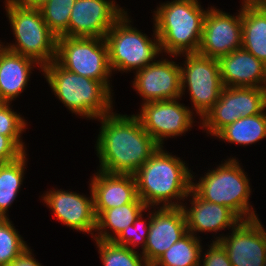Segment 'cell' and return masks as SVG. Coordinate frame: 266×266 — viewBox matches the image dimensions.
<instances>
[{"mask_svg":"<svg viewBox=\"0 0 266 266\" xmlns=\"http://www.w3.org/2000/svg\"><path fill=\"white\" fill-rule=\"evenodd\" d=\"M215 137L231 144L250 145L266 138V113L241 117L224 127Z\"/></svg>","mask_w":266,"mask_h":266,"instance_id":"cell-24","label":"cell"},{"mask_svg":"<svg viewBox=\"0 0 266 266\" xmlns=\"http://www.w3.org/2000/svg\"><path fill=\"white\" fill-rule=\"evenodd\" d=\"M218 61L224 87L266 88V65L247 50L236 49Z\"/></svg>","mask_w":266,"mask_h":266,"instance_id":"cell-19","label":"cell"},{"mask_svg":"<svg viewBox=\"0 0 266 266\" xmlns=\"http://www.w3.org/2000/svg\"><path fill=\"white\" fill-rule=\"evenodd\" d=\"M96 151L99 170L134 175L160 147L138 118L111 112L101 118Z\"/></svg>","mask_w":266,"mask_h":266,"instance_id":"cell-1","label":"cell"},{"mask_svg":"<svg viewBox=\"0 0 266 266\" xmlns=\"http://www.w3.org/2000/svg\"><path fill=\"white\" fill-rule=\"evenodd\" d=\"M242 48L266 65V3L242 1Z\"/></svg>","mask_w":266,"mask_h":266,"instance_id":"cell-22","label":"cell"},{"mask_svg":"<svg viewBox=\"0 0 266 266\" xmlns=\"http://www.w3.org/2000/svg\"><path fill=\"white\" fill-rule=\"evenodd\" d=\"M76 0H48L40 7L43 20L58 38L68 36V25L71 10Z\"/></svg>","mask_w":266,"mask_h":266,"instance_id":"cell-28","label":"cell"},{"mask_svg":"<svg viewBox=\"0 0 266 266\" xmlns=\"http://www.w3.org/2000/svg\"><path fill=\"white\" fill-rule=\"evenodd\" d=\"M146 209H148V207L138 197L132 203L104 210L97 217L95 231H97L98 235L94 234L93 238L112 241L121 231L129 225H133L137 217L146 211ZM107 228L110 229V231L112 230L115 235H113L112 232L107 231Z\"/></svg>","mask_w":266,"mask_h":266,"instance_id":"cell-23","label":"cell"},{"mask_svg":"<svg viewBox=\"0 0 266 266\" xmlns=\"http://www.w3.org/2000/svg\"><path fill=\"white\" fill-rule=\"evenodd\" d=\"M125 12L114 0H76L71 10L68 36L104 38Z\"/></svg>","mask_w":266,"mask_h":266,"instance_id":"cell-14","label":"cell"},{"mask_svg":"<svg viewBox=\"0 0 266 266\" xmlns=\"http://www.w3.org/2000/svg\"><path fill=\"white\" fill-rule=\"evenodd\" d=\"M9 103H0V134L10 137L24 152L26 148L22 142V133L26 130L27 123L24 117L10 108Z\"/></svg>","mask_w":266,"mask_h":266,"instance_id":"cell-30","label":"cell"},{"mask_svg":"<svg viewBox=\"0 0 266 266\" xmlns=\"http://www.w3.org/2000/svg\"><path fill=\"white\" fill-rule=\"evenodd\" d=\"M266 108V88L224 87L213 107L200 119L201 128L216 136L241 117L257 115ZM209 132V133H208Z\"/></svg>","mask_w":266,"mask_h":266,"instance_id":"cell-10","label":"cell"},{"mask_svg":"<svg viewBox=\"0 0 266 266\" xmlns=\"http://www.w3.org/2000/svg\"><path fill=\"white\" fill-rule=\"evenodd\" d=\"M131 22L126 11L104 37L112 72H131V69L137 72L155 62L158 55L162 53L155 28L154 39H150L146 34L132 27Z\"/></svg>","mask_w":266,"mask_h":266,"instance_id":"cell-7","label":"cell"},{"mask_svg":"<svg viewBox=\"0 0 266 266\" xmlns=\"http://www.w3.org/2000/svg\"><path fill=\"white\" fill-rule=\"evenodd\" d=\"M247 176L232 157L200 176L198 182H192L191 189L201 199L231 209L242 221L257 219L256 211L249 204L252 189Z\"/></svg>","mask_w":266,"mask_h":266,"instance_id":"cell-5","label":"cell"},{"mask_svg":"<svg viewBox=\"0 0 266 266\" xmlns=\"http://www.w3.org/2000/svg\"><path fill=\"white\" fill-rule=\"evenodd\" d=\"M55 61L66 70L103 82L111 90L112 71L104 38L58 37Z\"/></svg>","mask_w":266,"mask_h":266,"instance_id":"cell-8","label":"cell"},{"mask_svg":"<svg viewBox=\"0 0 266 266\" xmlns=\"http://www.w3.org/2000/svg\"><path fill=\"white\" fill-rule=\"evenodd\" d=\"M46 192L42 195V200L53 211L59 221L74 230L91 234L93 237L94 230H96L97 216L91 188V197L61 189Z\"/></svg>","mask_w":266,"mask_h":266,"instance_id":"cell-16","label":"cell"},{"mask_svg":"<svg viewBox=\"0 0 266 266\" xmlns=\"http://www.w3.org/2000/svg\"><path fill=\"white\" fill-rule=\"evenodd\" d=\"M89 185L97 217L106 209L132 203L138 198L136 180L131 174H113L97 170Z\"/></svg>","mask_w":266,"mask_h":266,"instance_id":"cell-18","label":"cell"},{"mask_svg":"<svg viewBox=\"0 0 266 266\" xmlns=\"http://www.w3.org/2000/svg\"><path fill=\"white\" fill-rule=\"evenodd\" d=\"M32 249L28 248L22 255L17 257L9 266H43L32 255Z\"/></svg>","mask_w":266,"mask_h":266,"instance_id":"cell-34","label":"cell"},{"mask_svg":"<svg viewBox=\"0 0 266 266\" xmlns=\"http://www.w3.org/2000/svg\"><path fill=\"white\" fill-rule=\"evenodd\" d=\"M149 216L143 220V214L141 213L133 225H129L120 234L114 238L112 241L118 245H124L129 249L135 250L134 248L141 244L142 251L146 246V241L148 238L149 224L151 221V212L149 211ZM148 220V221H147ZM147 222V223H146ZM132 247H131V246Z\"/></svg>","mask_w":266,"mask_h":266,"instance_id":"cell-31","label":"cell"},{"mask_svg":"<svg viewBox=\"0 0 266 266\" xmlns=\"http://www.w3.org/2000/svg\"><path fill=\"white\" fill-rule=\"evenodd\" d=\"M181 55L186 57L184 67L180 66L181 95L185 94L187 87L193 109L202 119L219 99L224 88L219 61L199 53L178 56Z\"/></svg>","mask_w":266,"mask_h":266,"instance_id":"cell-9","label":"cell"},{"mask_svg":"<svg viewBox=\"0 0 266 266\" xmlns=\"http://www.w3.org/2000/svg\"><path fill=\"white\" fill-rule=\"evenodd\" d=\"M8 218H0V266H9L29 246Z\"/></svg>","mask_w":266,"mask_h":266,"instance_id":"cell-29","label":"cell"},{"mask_svg":"<svg viewBox=\"0 0 266 266\" xmlns=\"http://www.w3.org/2000/svg\"><path fill=\"white\" fill-rule=\"evenodd\" d=\"M191 206L182 205L186 218L187 232L196 236L197 232H219L235 228L242 220L229 208L201 199L192 189Z\"/></svg>","mask_w":266,"mask_h":266,"instance_id":"cell-20","label":"cell"},{"mask_svg":"<svg viewBox=\"0 0 266 266\" xmlns=\"http://www.w3.org/2000/svg\"><path fill=\"white\" fill-rule=\"evenodd\" d=\"M15 2L23 5V6H27V7H31V8H40L42 7L48 0H14Z\"/></svg>","mask_w":266,"mask_h":266,"instance_id":"cell-35","label":"cell"},{"mask_svg":"<svg viewBox=\"0 0 266 266\" xmlns=\"http://www.w3.org/2000/svg\"><path fill=\"white\" fill-rule=\"evenodd\" d=\"M231 235L215 238L226 250L232 266H264L266 262V231L260 220L241 221Z\"/></svg>","mask_w":266,"mask_h":266,"instance_id":"cell-13","label":"cell"},{"mask_svg":"<svg viewBox=\"0 0 266 266\" xmlns=\"http://www.w3.org/2000/svg\"><path fill=\"white\" fill-rule=\"evenodd\" d=\"M206 14L207 9L204 10L198 0L161 3L154 11L153 23L162 54L177 57L198 53Z\"/></svg>","mask_w":266,"mask_h":266,"instance_id":"cell-3","label":"cell"},{"mask_svg":"<svg viewBox=\"0 0 266 266\" xmlns=\"http://www.w3.org/2000/svg\"><path fill=\"white\" fill-rule=\"evenodd\" d=\"M34 65L42 69L35 60L0 45V103H10L23 93Z\"/></svg>","mask_w":266,"mask_h":266,"instance_id":"cell-21","label":"cell"},{"mask_svg":"<svg viewBox=\"0 0 266 266\" xmlns=\"http://www.w3.org/2000/svg\"><path fill=\"white\" fill-rule=\"evenodd\" d=\"M207 9L198 53L219 59L242 48V6L238 15H229L216 7Z\"/></svg>","mask_w":266,"mask_h":266,"instance_id":"cell-12","label":"cell"},{"mask_svg":"<svg viewBox=\"0 0 266 266\" xmlns=\"http://www.w3.org/2000/svg\"><path fill=\"white\" fill-rule=\"evenodd\" d=\"M163 148L159 147L134 174L138 197L148 208L182 207L179 201L188 197L195 176L185 161Z\"/></svg>","mask_w":266,"mask_h":266,"instance_id":"cell-2","label":"cell"},{"mask_svg":"<svg viewBox=\"0 0 266 266\" xmlns=\"http://www.w3.org/2000/svg\"><path fill=\"white\" fill-rule=\"evenodd\" d=\"M103 266H150L144 256L136 250L113 241L94 239Z\"/></svg>","mask_w":266,"mask_h":266,"instance_id":"cell-27","label":"cell"},{"mask_svg":"<svg viewBox=\"0 0 266 266\" xmlns=\"http://www.w3.org/2000/svg\"><path fill=\"white\" fill-rule=\"evenodd\" d=\"M27 153L0 167V218H8V208L18 196L23 184Z\"/></svg>","mask_w":266,"mask_h":266,"instance_id":"cell-25","label":"cell"},{"mask_svg":"<svg viewBox=\"0 0 266 266\" xmlns=\"http://www.w3.org/2000/svg\"><path fill=\"white\" fill-rule=\"evenodd\" d=\"M5 163V161L0 157V167Z\"/></svg>","mask_w":266,"mask_h":266,"instance_id":"cell-36","label":"cell"},{"mask_svg":"<svg viewBox=\"0 0 266 266\" xmlns=\"http://www.w3.org/2000/svg\"><path fill=\"white\" fill-rule=\"evenodd\" d=\"M244 1H265V0H244Z\"/></svg>","mask_w":266,"mask_h":266,"instance_id":"cell-37","label":"cell"},{"mask_svg":"<svg viewBox=\"0 0 266 266\" xmlns=\"http://www.w3.org/2000/svg\"><path fill=\"white\" fill-rule=\"evenodd\" d=\"M133 86L143 103L180 99V66L173 60H156L135 73Z\"/></svg>","mask_w":266,"mask_h":266,"instance_id":"cell-15","label":"cell"},{"mask_svg":"<svg viewBox=\"0 0 266 266\" xmlns=\"http://www.w3.org/2000/svg\"><path fill=\"white\" fill-rule=\"evenodd\" d=\"M201 244L200 237L187 232L151 266H200Z\"/></svg>","mask_w":266,"mask_h":266,"instance_id":"cell-26","label":"cell"},{"mask_svg":"<svg viewBox=\"0 0 266 266\" xmlns=\"http://www.w3.org/2000/svg\"><path fill=\"white\" fill-rule=\"evenodd\" d=\"M178 100L142 103L141 111L135 115L160 147L164 139L180 136L193 127V110Z\"/></svg>","mask_w":266,"mask_h":266,"instance_id":"cell-11","label":"cell"},{"mask_svg":"<svg viewBox=\"0 0 266 266\" xmlns=\"http://www.w3.org/2000/svg\"><path fill=\"white\" fill-rule=\"evenodd\" d=\"M25 152L8 136L0 134V157L5 161H13Z\"/></svg>","mask_w":266,"mask_h":266,"instance_id":"cell-33","label":"cell"},{"mask_svg":"<svg viewBox=\"0 0 266 266\" xmlns=\"http://www.w3.org/2000/svg\"><path fill=\"white\" fill-rule=\"evenodd\" d=\"M208 247L210 249H207L204 255L201 253L203 259L200 258V260H203V264L200 266H232L226 250L218 241L213 240Z\"/></svg>","mask_w":266,"mask_h":266,"instance_id":"cell-32","label":"cell"},{"mask_svg":"<svg viewBox=\"0 0 266 266\" xmlns=\"http://www.w3.org/2000/svg\"><path fill=\"white\" fill-rule=\"evenodd\" d=\"M6 15L11 24L15 44L5 46L10 51L35 60L42 68L56 59L57 37L51 32L40 9L5 0ZM17 43V44H16Z\"/></svg>","mask_w":266,"mask_h":266,"instance_id":"cell-6","label":"cell"},{"mask_svg":"<svg viewBox=\"0 0 266 266\" xmlns=\"http://www.w3.org/2000/svg\"><path fill=\"white\" fill-rule=\"evenodd\" d=\"M41 71L55 96L72 113L97 119L113 111V90L103 82L66 70L55 60L45 65Z\"/></svg>","mask_w":266,"mask_h":266,"instance_id":"cell-4","label":"cell"},{"mask_svg":"<svg viewBox=\"0 0 266 266\" xmlns=\"http://www.w3.org/2000/svg\"><path fill=\"white\" fill-rule=\"evenodd\" d=\"M157 209L151 212L148 238L141 252L150 266L187 233L182 207H157Z\"/></svg>","mask_w":266,"mask_h":266,"instance_id":"cell-17","label":"cell"}]
</instances>
